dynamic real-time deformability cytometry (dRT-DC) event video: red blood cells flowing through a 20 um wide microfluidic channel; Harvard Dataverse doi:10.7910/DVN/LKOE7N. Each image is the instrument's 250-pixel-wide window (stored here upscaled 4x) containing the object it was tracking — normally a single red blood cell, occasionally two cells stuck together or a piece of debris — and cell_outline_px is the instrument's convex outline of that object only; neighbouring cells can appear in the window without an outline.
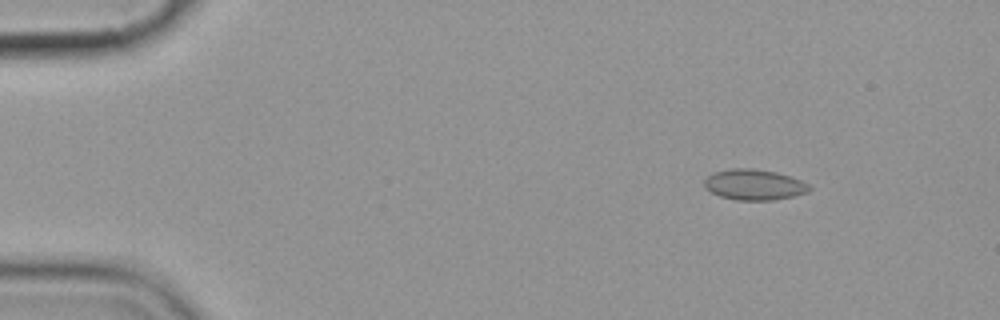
{"species": "common noctule bat (a hibernating species)", "species_latin": "Nyctalus noctula", "temperature_condition": "cold", "stored_images_in_passage": 5, "camera_frame_rate_fps": 3000, "um_per_image_px": 0.085, "animal": {"sex": "female", "body_mass_g": 19.9}, "frame": {"image": 1, "passage_image": 2, "time_ms": 1.333, "image_size_px": [1000, 320], "cell_outline_px": [[812, 188], [808, 192], [792, 196], [772, 200], [736, 200], [720, 196], [704, 188], [704, 180], [712, 172], [732, 168], [752, 168], [776, 172], [792, 176], [808, 184]], "centroid_in_image_um": [64.09, 15.69], "position_along_channel_um": 20.9, "area_um2": 18.84}}
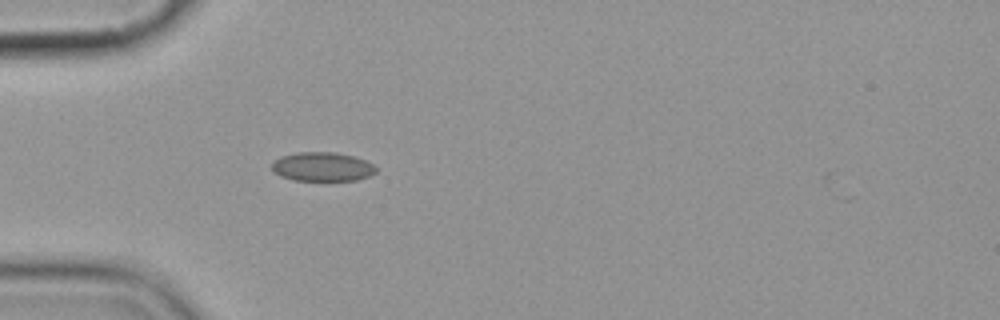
{"frame": {"image": 2, "passage_image": 5, "time_ms": 4.667, "image_size_px": [1000, 320], "cell_outline_px": [[376, 172], [368, 176], [356, 180], [292, 180], [280, 176], [272, 168], [272, 164], [280, 156], [296, 152], [336, 152], [352, 156], [364, 160], [372, 164], [376, 168]], "centroid_in_image_um": [27.38, 14.17], "position_along_channel_um": 57.6, "area_um2": 17.46}}